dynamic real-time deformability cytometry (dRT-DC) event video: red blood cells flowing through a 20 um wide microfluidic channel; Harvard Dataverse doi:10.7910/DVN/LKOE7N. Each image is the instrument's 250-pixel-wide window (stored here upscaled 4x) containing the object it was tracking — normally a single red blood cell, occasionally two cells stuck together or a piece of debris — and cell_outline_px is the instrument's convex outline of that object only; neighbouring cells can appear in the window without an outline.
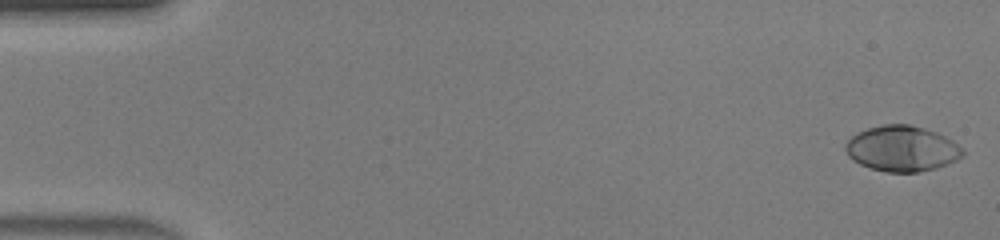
{"species": "human", "species_latin": "Homo sapiens", "temperature_condition": "warm", "stored_images_in_passage": 47, "segment_of_instrument_passage": [1, 2], "camera_frame_rate_fps": 3000, "um_per_image_px": 0.085, "donor": {"sex": "male"}, "frame": {"image": 1, "passage_image": 1, "time_ms": 0.0, "image_size_px": [1000, 240], "cell_outline_px": [[964, 156], [956, 160], [936, 168], [916, 172], [884, 172], [860, 164], [852, 160], [848, 156], [844, 148], [844, 144], [856, 132], [868, 128], [884, 124], [908, 124], [924, 128], [936, 132], [952, 140], [964, 152]], "centroid_in_image_um": [76.63, 12.63], "position_along_channel_um": 8.4, "area_um2": 31.1}}
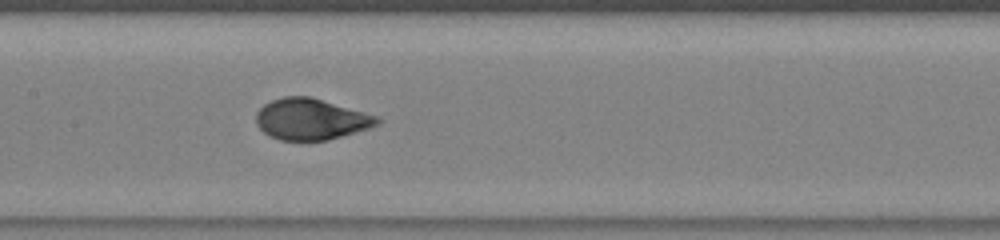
{"frame": {"image": 2, "passage_image": 23, "time_ms": 7.333, "image_size_px": [1000, 240], "cell_outline_px": [[384, 120], [380, 124], [368, 128], [328, 140], [280, 140], [268, 136], [256, 124], [256, 112], [264, 104], [272, 100], [284, 96], [308, 96], [380, 116]], "centroid_in_image_um": [26.45, 10.13], "position_along_channel_um": 181.0, "area_um2": 29.13}}
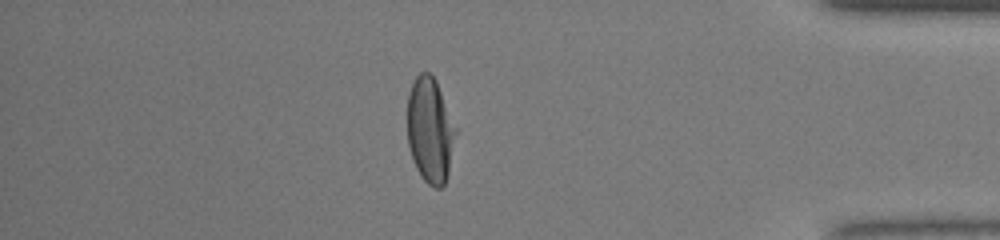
{"frame": {"image": 3, "passage_image": 40, "time_ms": 13.0, "image_size_px": [1000, 240], "cell_outline_px": [[456, 132], [448, 172], [444, 184], [440, 188], [436, 188], [428, 184], [420, 176], [412, 160], [408, 144], [408, 92], [416, 76], [420, 72], [428, 72], [436, 80], [456, 128]], "centroid_in_image_um": [36.54, 11.07], "position_along_channel_um": 398.7, "area_um2": 29.42}}